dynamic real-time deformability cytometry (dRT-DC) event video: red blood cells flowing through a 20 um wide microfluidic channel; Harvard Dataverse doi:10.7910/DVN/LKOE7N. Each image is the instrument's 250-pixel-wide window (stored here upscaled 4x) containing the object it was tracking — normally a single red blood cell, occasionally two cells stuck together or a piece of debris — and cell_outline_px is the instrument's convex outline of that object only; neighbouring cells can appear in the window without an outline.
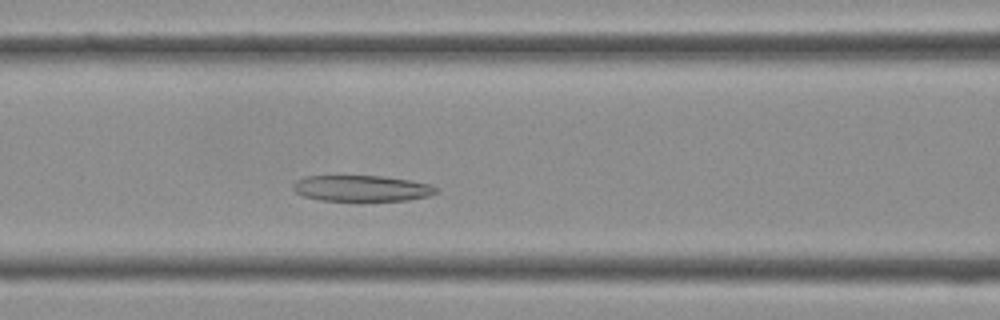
{"species": "Egyptian fruit bat (a non-hibernating species)", "species_latin": "Rousettus aegyptiacus", "temperature_condition": "cold", "stored_images_in_passage": 36, "camera_frame_rate_fps": 3000, "um_per_image_px": 0.085, "frame": {"image": 1, "passage_image": 12, "time_ms": 3.667, "image_size_px": [1000, 320], "cell_outline_px": [[440, 192], [428, 196], [408, 200], [320, 200], [304, 196], [296, 192], [292, 188], [292, 184], [296, 180], [304, 176], [384, 176], [408, 180], [428, 184], [436, 188]], "centroid_in_image_um": [30.72, 16.0], "position_along_channel_um": 135.9, "area_um2": 21.5}}
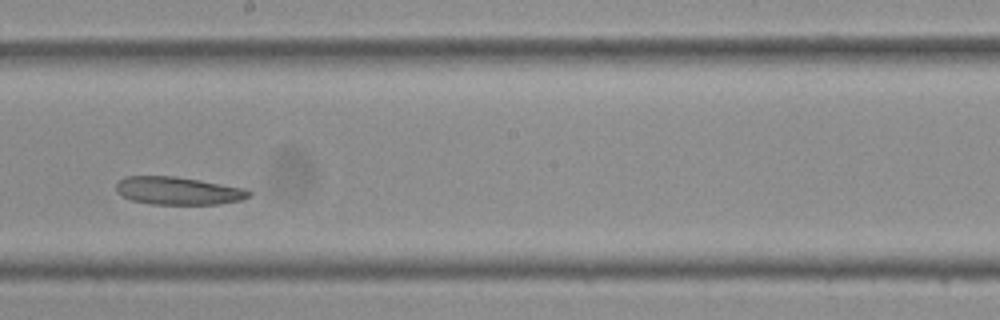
{"frame": {"image": 2, "passage_image": 18, "time_ms": 5.667, "image_size_px": [1000, 320], "cell_outline_px": [[252, 196], [240, 200], [216, 204], [152, 204], [132, 200], [116, 192], [116, 184], [124, 176], [176, 176], [200, 180], [244, 188], [252, 192]], "centroid_in_image_um": [15.15, 16.21], "position_along_channel_um": 233.1, "area_um2": 21.5}}
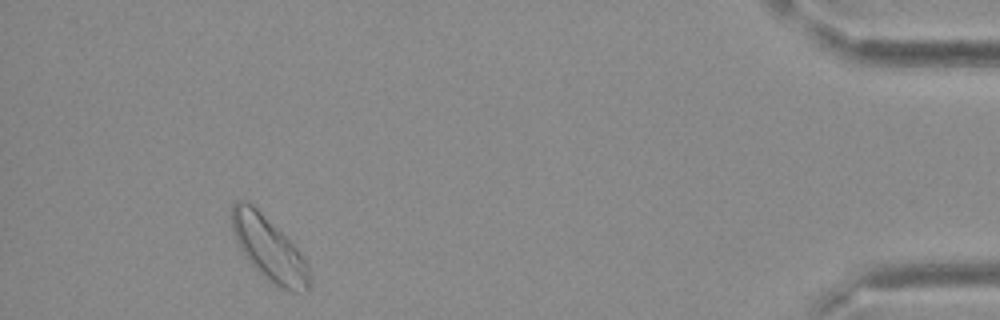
{"frame": {"image": 3, "passage_image": 33, "time_ms": 10.667, "image_size_px": [1000, 320], "cell_outline_px": [[308, 288], [296, 292], [288, 292], [280, 288], [268, 280], [244, 256], [232, 232], [232, 204], [236, 200], [248, 200], [296, 248], [304, 260], [308, 268]], "centroid_in_image_um": [22.8, 21.12], "position_along_channel_um": 412.4, "area_um2": 27.86}}